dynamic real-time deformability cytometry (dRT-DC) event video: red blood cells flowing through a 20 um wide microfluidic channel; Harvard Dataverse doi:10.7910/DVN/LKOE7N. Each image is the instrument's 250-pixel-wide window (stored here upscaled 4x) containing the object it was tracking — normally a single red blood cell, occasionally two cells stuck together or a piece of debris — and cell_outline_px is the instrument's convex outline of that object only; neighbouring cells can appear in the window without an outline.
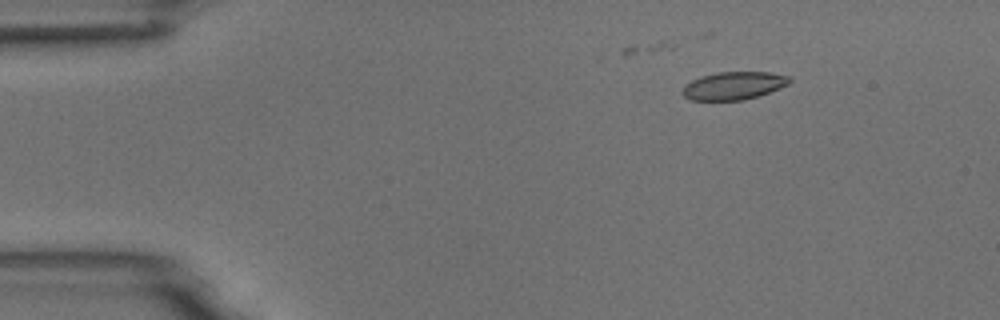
{"species": "common noctule bat (a hibernating species)", "species_latin": "Nyctalus noctula", "temperature_condition": "room temperature", "stored_images_in_passage": 15, "camera_frame_rate_fps": 3000, "um_per_image_px": 0.085, "animal": {"sex": "male", "body_mass_g": 18.8}, "frame": {"image": 1, "passage_image": 3, "time_ms": 2.333, "image_size_px": [1000, 320], "cell_outline_px": [[792, 80], [788, 84], [780, 88], [744, 100], [688, 100], [680, 92], [684, 84], [700, 76], [716, 72], [772, 72], [788, 76]], "centroid_in_image_um": [62.31, 7.28], "position_along_channel_um": 22.7, "area_um2": 17.51}}
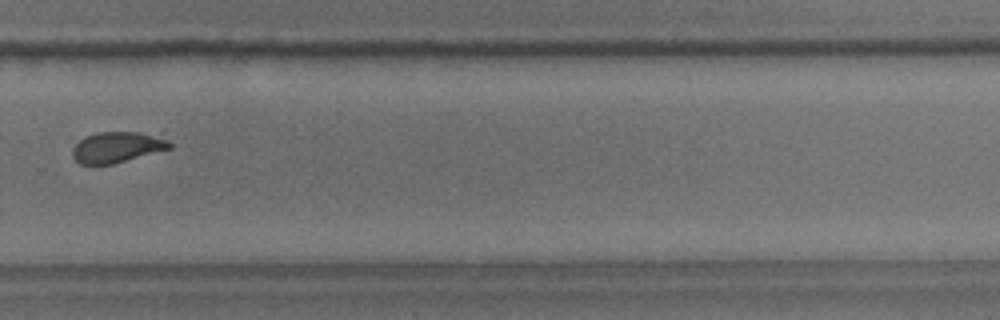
{"frame": {"image": 2, "passage_image": 11, "time_ms": 12.333, "image_size_px": [1000, 320], "cell_outline_px": [[172, 148], [112, 164], [80, 164], [72, 156], [72, 148], [80, 140], [96, 132], [160, 132], [172, 144]], "centroid_in_image_um": [10.04, 12.48], "position_along_channel_um": 319.8, "area_um2": 17.74}, "authors_computed_cell_mechanics": {"area_um2": 18.1492, "velocity_mm_per_s": 3.7052, "shape_relaxation_time_tau1_ms": 3.0925, "shape_relaxation_time_tau2_ms": null, "deformation_change_tau1": 0.1613, "deformation_change_tau2": null}}